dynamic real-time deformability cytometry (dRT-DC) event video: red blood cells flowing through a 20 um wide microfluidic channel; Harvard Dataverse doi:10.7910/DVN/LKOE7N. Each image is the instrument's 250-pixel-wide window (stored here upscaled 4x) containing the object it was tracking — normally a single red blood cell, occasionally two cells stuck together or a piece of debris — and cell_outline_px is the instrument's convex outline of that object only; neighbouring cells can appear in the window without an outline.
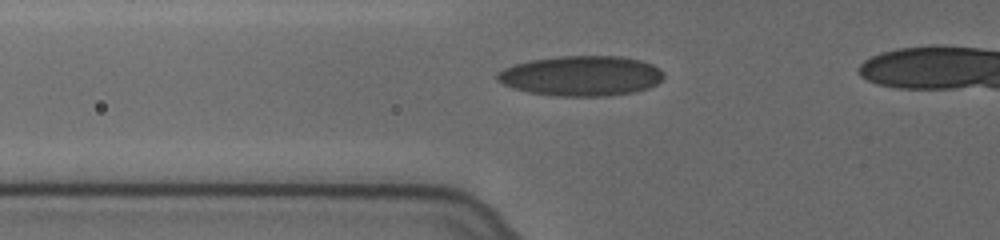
{"species": "human", "species_latin": "Homo sapiens", "temperature_condition": "cold", "stored_images_in_passage": 47, "camera_frame_rate_fps": 3000, "um_per_image_px": 0.085, "donor": {"sex": "female"}, "frame": {"image": 1, "passage_image": 16, "time_ms": 5.0, "image_size_px": [1000, 240], "cell_outline_px": [[664, 76], [656, 84], [648, 88], [632, 92], [608, 96], [556, 96], [528, 92], [504, 84], [496, 80], [496, 76], [504, 68], [516, 64], [532, 60], [560, 56], [620, 56], [640, 60], [652, 64], [660, 68], [664, 72]], "centroid_in_image_um": [49.44, 6.45], "position_along_channel_um": 76.4, "area_um2": 38.73}}
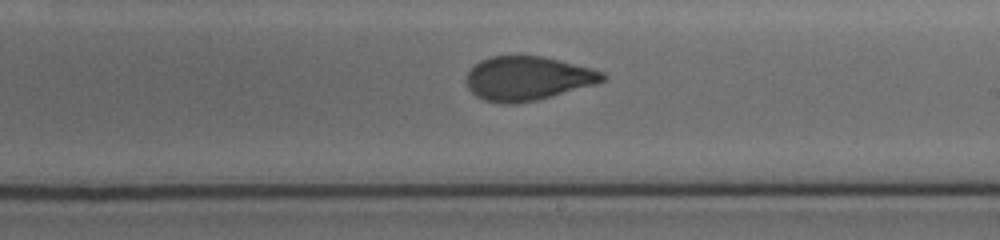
{"frame": {"image": 2, "passage_image": 30, "time_ms": 9.667, "image_size_px": [1000, 240], "cell_outline_px": [[604, 80], [596, 84], [536, 100], [516, 104], [504, 104], [484, 100], [476, 96], [468, 88], [464, 80], [468, 72], [480, 60], [492, 56], [544, 56], [604, 72]], "centroid_in_image_um": [44.8, 6.67], "position_along_channel_um": 244.2, "area_um2": 34.8}}
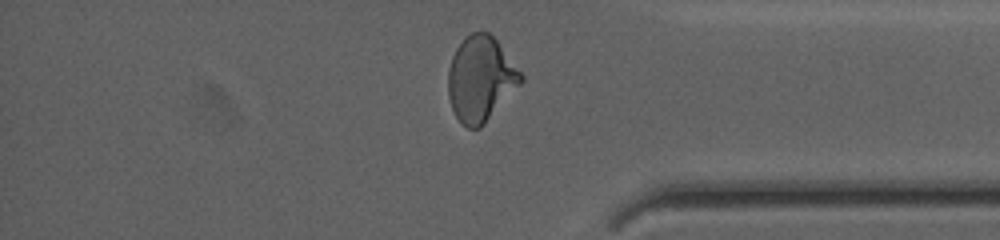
{"frame": {"image": 3, "passage_image": 43, "time_ms": 14.0, "image_size_px": [1000, 240], "cell_outline_px": [[524, 80], [484, 124], [480, 128], [468, 128], [460, 124], [452, 108], [448, 96], [448, 72], [452, 56], [456, 48], [472, 32], [488, 32], [496, 40], [524, 76]], "centroid_in_image_um": [40.84, 6.73], "position_along_channel_um": 394.4, "area_um2": 35.66}}